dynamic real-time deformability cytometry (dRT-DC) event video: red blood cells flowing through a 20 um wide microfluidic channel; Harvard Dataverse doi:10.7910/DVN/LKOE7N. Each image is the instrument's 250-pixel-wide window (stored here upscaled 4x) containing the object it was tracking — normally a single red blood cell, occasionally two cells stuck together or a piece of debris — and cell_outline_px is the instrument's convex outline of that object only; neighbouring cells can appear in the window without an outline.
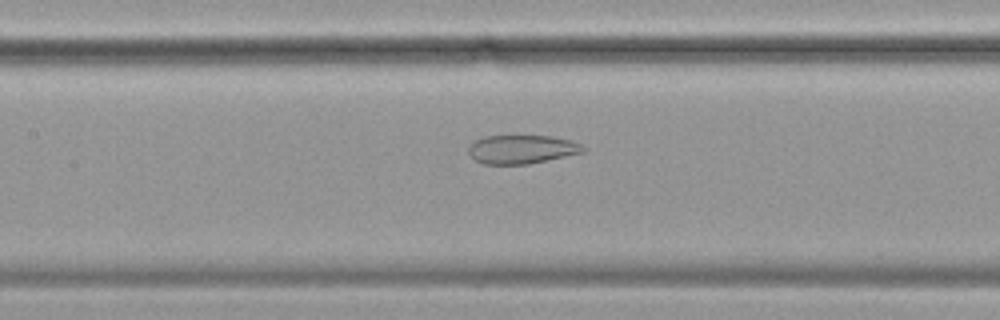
{"species": "common noctule bat (a hibernating species)", "species_latin": "Nyctalus noctula", "temperature_condition": "cold", "stored_images_in_passage": 42, "camera_frame_rate_fps": 3000, "um_per_image_px": 0.085, "animal": {"sex": "female", "body_mass_g": 19.9}, "frame": {"image": 1, "passage_image": 17, "time_ms": 5.333, "image_size_px": [1000, 320], "cell_outline_px": [[588, 148], [584, 152], [528, 164], [484, 164], [476, 160], [468, 152], [468, 148], [472, 140], [484, 136], [552, 136], [572, 140]], "centroid_in_image_um": [44.35, 12.68], "position_along_channel_um": 163.0, "area_um2": 19.25}}
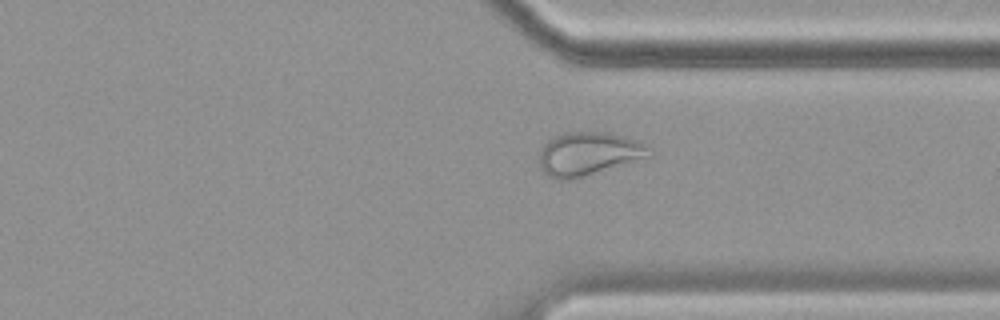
{"frame": {"image": 2, "passage_image": 34, "time_ms": 11.0, "image_size_px": [1000, 320], "cell_outline_px": [[652, 156], [572, 180], [556, 180], [548, 176], [540, 168], [540, 152], [544, 144], [548, 140], [556, 136], [568, 132], [608, 132], [636, 140], [648, 144], [652, 148]], "centroid_in_image_um": [50.05, 13.08], "position_along_channel_um": 361.3, "area_um2": 27.98}}
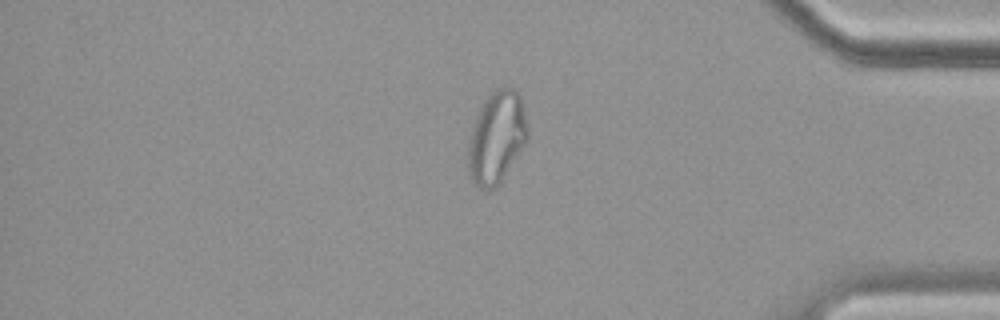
{"frame": {"image": 3, "passage_image": 39, "time_ms": 12.667, "image_size_px": [1000, 320], "cell_outline_px": [[528, 140], [500, 184], [496, 188], [488, 192], [476, 188], [468, 172], [468, 144], [472, 128], [476, 116], [484, 100], [496, 88], [504, 84], [508, 84], [516, 88], [520, 92], [528, 128]], "centroid_in_image_um": [42.23, 11.68], "position_along_channel_um": 393.0, "area_um2": 32.83}, "authors_computed_cell_mechanics": {"area_um2": 24.3049, "velocity_mm_per_s": 3.5079, "shape_relaxation_time_tau1_ms": null, "shape_relaxation_time_tau2_ms": 1.4084, "deformation_change_tau1": null, "deformation_change_tau2": 0.0705}}